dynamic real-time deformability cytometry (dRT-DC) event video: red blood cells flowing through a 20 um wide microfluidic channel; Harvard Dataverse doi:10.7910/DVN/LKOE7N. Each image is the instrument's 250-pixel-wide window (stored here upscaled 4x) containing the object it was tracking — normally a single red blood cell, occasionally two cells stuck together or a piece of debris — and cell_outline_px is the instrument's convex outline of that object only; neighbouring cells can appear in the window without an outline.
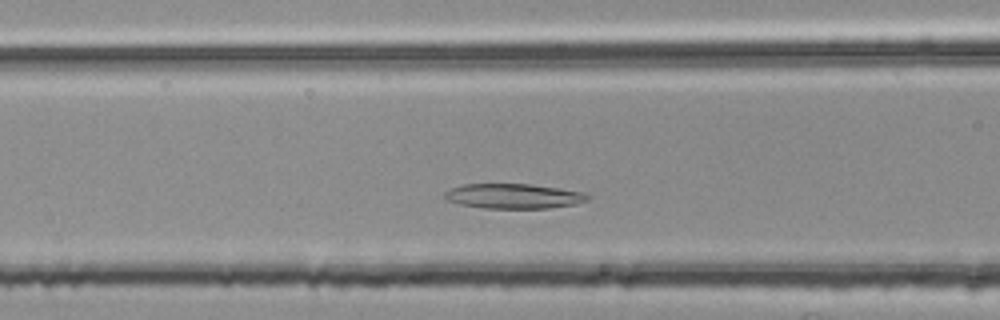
{"species": "common noctule bat (a hibernating species)", "species_latin": "Nyctalus noctula", "temperature_condition": "room temperature", "stored_images_in_passage": 35, "camera_frame_rate_fps": 3000, "um_per_image_px": 0.085, "animal": {"sex": "female", "body_mass_g": 25.1}, "frame": {"image": 1, "passage_image": 13, "time_ms": 4.0, "image_size_px": [1000, 320], "cell_outline_px": [[592, 196], [588, 200], [576, 204], [548, 208], [484, 208], [460, 204], [444, 200], [444, 192], [452, 188], [464, 184], [528, 184], [584, 192]], "centroid_in_image_um": [43.65, 16.67], "position_along_channel_um": 122.9, "area_um2": 20.69}}
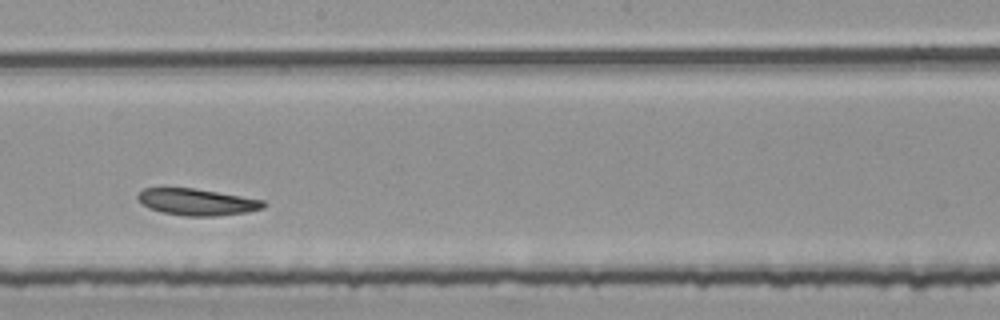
{"frame": {"image": 2, "passage_image": 22, "time_ms": 7.0, "image_size_px": [1000, 320], "cell_outline_px": [[268, 204], [264, 208], [248, 212], [216, 216], [184, 216], [160, 212], [148, 208], [140, 204], [136, 196], [144, 188], [192, 188], [264, 200]], "centroid_in_image_um": [16.73, 17.18], "position_along_channel_um": 231.5, "area_um2": 19.59}}
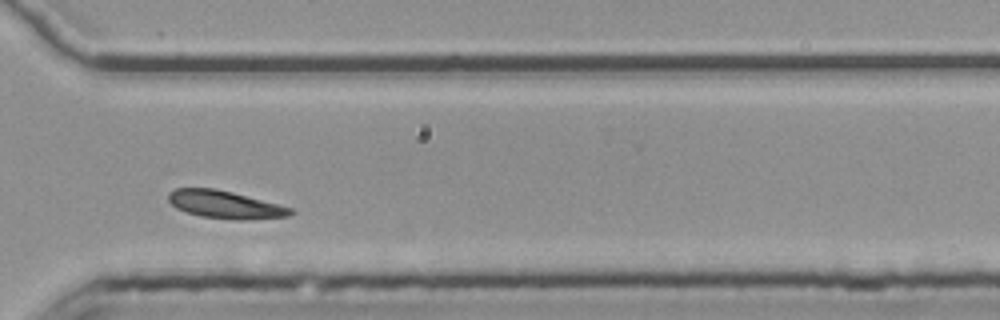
{"frame": {"image": 3, "passage_image": 32, "time_ms": 10.333, "image_size_px": [1000, 320], "cell_outline_px": [[296, 212], [288, 216], [244, 220], [236, 220], [200, 216], [176, 208], [168, 200], [168, 192], [176, 188], [216, 188], [232, 192], [292, 208]], "centroid_in_image_um": [19.12, 17.39], "position_along_channel_um": 351.5, "area_um2": 19.59}, "authors_computed_cell_mechanics": {"area_um2": 20.1722, "velocity_mm_per_s": 3.6186, "shape_relaxation_time_tau1_ms": null, "shape_relaxation_time_tau2_ms": 2.3457, "deformation_change_tau1": null, "deformation_change_tau2": 0.0738}}